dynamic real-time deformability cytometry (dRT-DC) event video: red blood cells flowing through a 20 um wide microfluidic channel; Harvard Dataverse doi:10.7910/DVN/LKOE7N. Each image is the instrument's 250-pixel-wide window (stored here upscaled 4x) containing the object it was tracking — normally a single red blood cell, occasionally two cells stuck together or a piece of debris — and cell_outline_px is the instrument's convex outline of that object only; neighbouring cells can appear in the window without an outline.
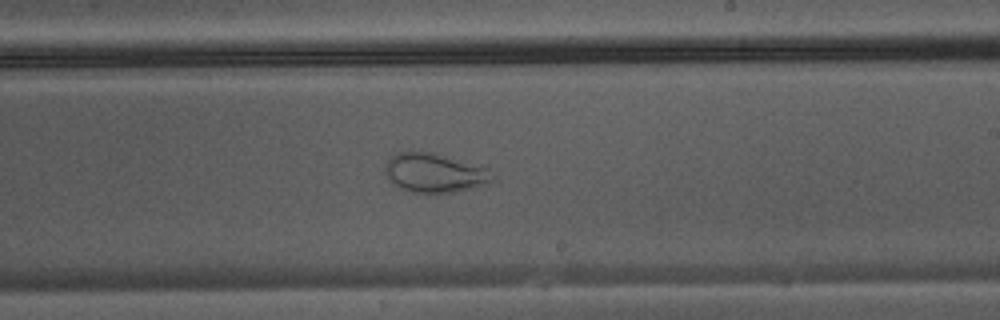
{"species": "Egyptian fruit bat (a non-hibernating species)", "species_latin": "Rousettus aegyptiacus", "temperature_condition": "warm", "stored_images_in_passage": 33, "camera_frame_rate_fps": 3000, "um_per_image_px": 0.085, "animal": {"sex": "male"}, "frame": {"image": 1, "passage_image": 15, "time_ms": 4.667, "image_size_px": [1000, 320], "cell_outline_px": [[492, 180], [488, 184], [452, 192], [412, 192], [400, 188], [392, 184], [384, 176], [384, 164], [392, 156], [400, 152], [436, 152], [488, 168]], "centroid_in_image_um": [36.88, 14.68], "position_along_channel_um": 252.1, "area_um2": 24.45}}
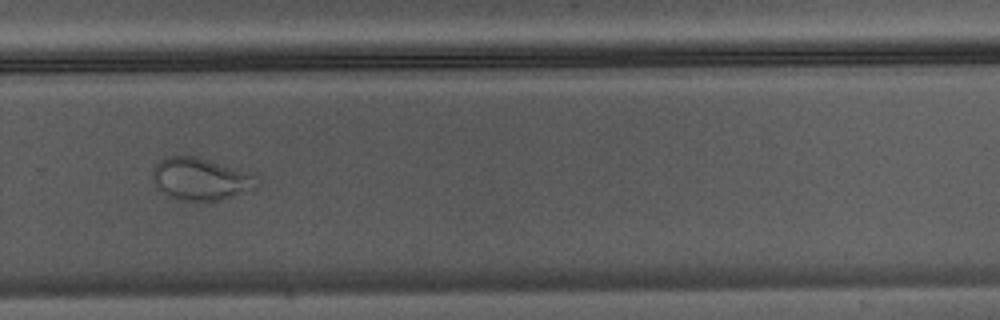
{"frame": {"image": 2, "passage_image": 19, "time_ms": 6.0, "image_size_px": [1000, 320], "cell_outline_px": [[260, 184], [256, 188], [248, 192], [220, 200], [176, 200], [168, 196], [156, 188], [152, 180], [152, 172], [156, 164], [164, 156], [196, 156], [260, 176]], "centroid_in_image_um": [17.06, 15.22], "position_along_channel_um": 312.7, "area_um2": 26.07}}
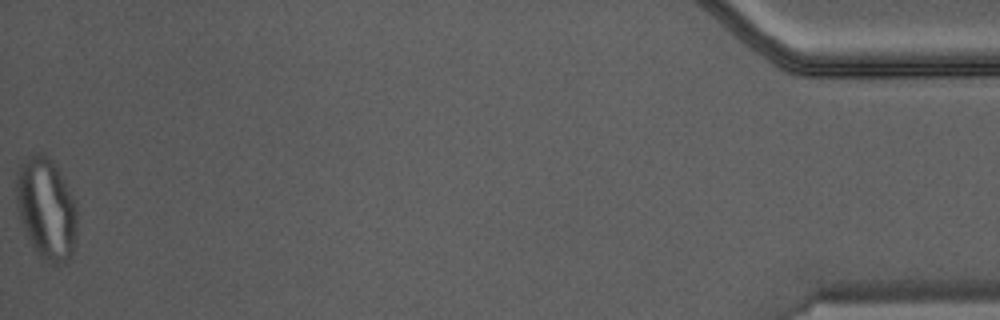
{"frame": {"image": 3, "passage_image": 33, "time_ms": 10.667, "image_size_px": [1000, 320], "cell_outline_px": [[76, 232], [72, 252], [68, 260], [64, 264], [56, 264], [44, 260], [36, 252], [20, 220], [16, 204], [16, 180], [20, 168], [36, 152], [44, 152], [48, 156], [64, 180], [76, 208]], "centroid_in_image_um": [3.93, 17.77], "position_along_channel_um": 431.3, "area_um2": 35.14}}